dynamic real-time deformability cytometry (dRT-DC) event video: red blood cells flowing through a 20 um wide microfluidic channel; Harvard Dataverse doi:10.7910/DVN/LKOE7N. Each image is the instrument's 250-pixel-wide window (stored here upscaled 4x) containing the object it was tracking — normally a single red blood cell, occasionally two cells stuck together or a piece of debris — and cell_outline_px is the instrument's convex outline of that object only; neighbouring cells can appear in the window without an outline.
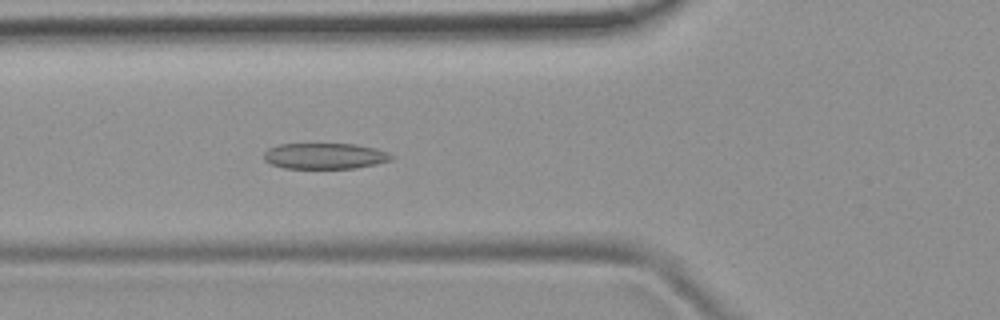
{"species": "common noctule bat (a hibernating species)", "species_latin": "Nyctalus noctula", "temperature_condition": "room temperature", "stored_images_in_passage": 38, "camera_frame_rate_fps": 3000, "um_per_image_px": 0.085, "animal": {"sex": "female", "body_mass_g": 19.9}, "frame": {"image": 1, "passage_image": 5, "time_ms": 1.333, "image_size_px": [1000, 320], "cell_outline_px": [[396, 156], [388, 160], [376, 164], [356, 168], [284, 168], [272, 164], [264, 160], [264, 152], [268, 148], [280, 144], [356, 144], [376, 148], [388, 152]], "centroid_in_image_um": [27.62, 13.25], "position_along_channel_um": 98.2, "area_um2": 19.25}}
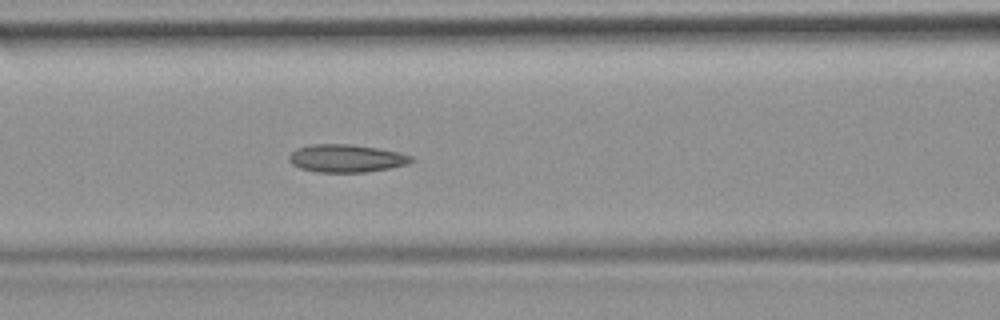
{"frame": {"image": 2, "passage_image": 8, "time_ms": 2.333, "image_size_px": [1000, 320], "cell_outline_px": [[416, 160], [408, 164], [368, 172], [316, 172], [300, 168], [292, 164], [288, 160], [288, 156], [296, 148], [308, 144], [348, 144], [376, 148], [400, 152], [412, 156]], "centroid_in_image_um": [29.43, 13.46], "position_along_channel_um": 137.2, "area_um2": 19.94}}
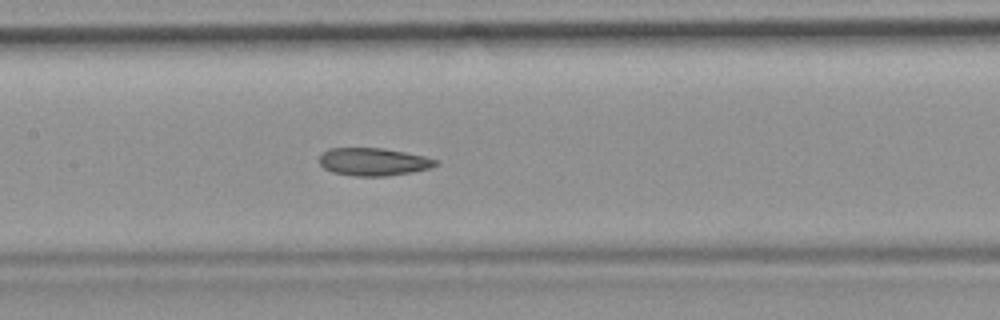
{"frame": {"image": 3, "passage_image": 11, "time_ms": 3.333, "image_size_px": [1000, 320], "cell_outline_px": [[440, 164], [432, 168], [412, 172], [388, 176], [352, 176], [332, 172], [324, 168], [320, 164], [320, 156], [328, 148], [384, 148], [424, 156], [440, 160]], "centroid_in_image_um": [31.79, 13.76], "position_along_channel_um": 175.6, "area_um2": 19.02}, "authors_computed_cell_mechanics": {"area_um2": 19.4497, "velocity_mm_per_s": 3.8574, "shape_relaxation_time_tau1_ms": null, "shape_relaxation_time_tau2_ms": 2.9707, "deformation_change_tau1": null, "deformation_change_tau2": 0.0863}}